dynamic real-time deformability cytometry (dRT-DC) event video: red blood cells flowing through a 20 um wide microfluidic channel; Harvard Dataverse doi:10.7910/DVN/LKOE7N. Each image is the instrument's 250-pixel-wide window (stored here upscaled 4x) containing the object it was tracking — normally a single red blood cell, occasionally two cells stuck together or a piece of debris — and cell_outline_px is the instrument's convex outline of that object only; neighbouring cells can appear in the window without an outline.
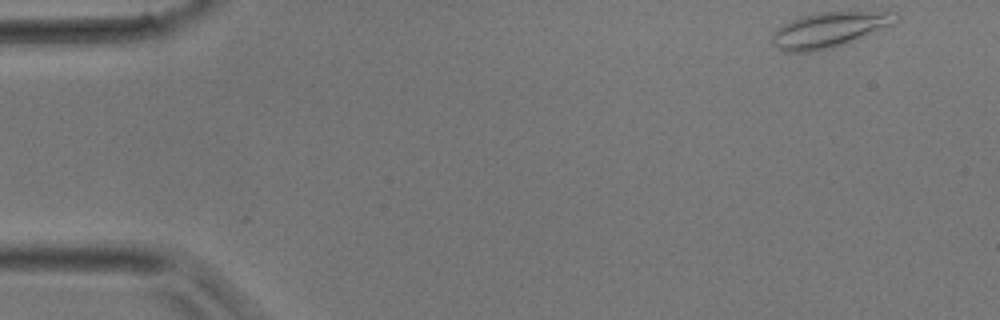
{"species": "common noctule bat (a hibernating species)", "species_latin": "Nyctalus noctula", "temperature_condition": "room temperature", "stored_images_in_passage": 37, "camera_frame_rate_fps": 3000, "um_per_image_px": 0.085, "animal": {"sex": "male", "body_mass_g": 17.9}, "frame": {"image": 1, "passage_image": 1, "time_ms": 0.0, "image_size_px": [1000, 320], "cell_outline_px": [[900, 16], [892, 24], [832, 48], [812, 52], [788, 52], [772, 44], [768, 40], [784, 24], [792, 20], [804, 16], [824, 12], [896, 12]], "centroid_in_image_um": [70.45, 2.54], "position_along_channel_um": 14.6, "area_um2": 24.57}}
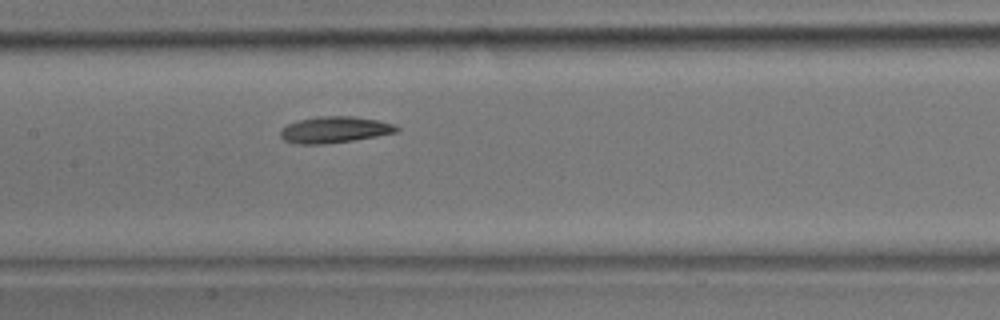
{"frame": {"image": 2, "passage_image": 17, "time_ms": 5.333, "image_size_px": [1000, 320], "cell_outline_px": [[400, 128], [396, 132], [376, 136], [352, 140], [324, 144], [296, 144], [284, 140], [280, 136], [280, 132], [288, 124], [300, 120], [320, 116], [352, 116], [376, 120], [392, 124]], "centroid_in_image_um": [28.42, 11.03], "position_along_channel_um": 179.0, "area_um2": 17.51}}
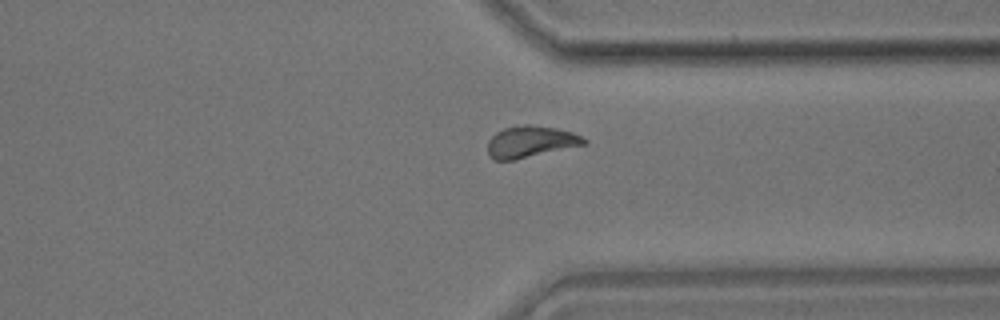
{"frame": {"image": 3, "passage_image": 28, "time_ms": 9.0, "image_size_px": [1000, 320], "cell_outline_px": [[588, 144], [512, 160], [496, 160], [488, 152], [488, 140], [496, 132], [504, 128], [524, 124], [532, 124], [556, 128], [572, 132], [588, 140]], "centroid_in_image_um": [45.12, 12.03], "position_along_channel_um": 366.3, "area_um2": 17.63}}